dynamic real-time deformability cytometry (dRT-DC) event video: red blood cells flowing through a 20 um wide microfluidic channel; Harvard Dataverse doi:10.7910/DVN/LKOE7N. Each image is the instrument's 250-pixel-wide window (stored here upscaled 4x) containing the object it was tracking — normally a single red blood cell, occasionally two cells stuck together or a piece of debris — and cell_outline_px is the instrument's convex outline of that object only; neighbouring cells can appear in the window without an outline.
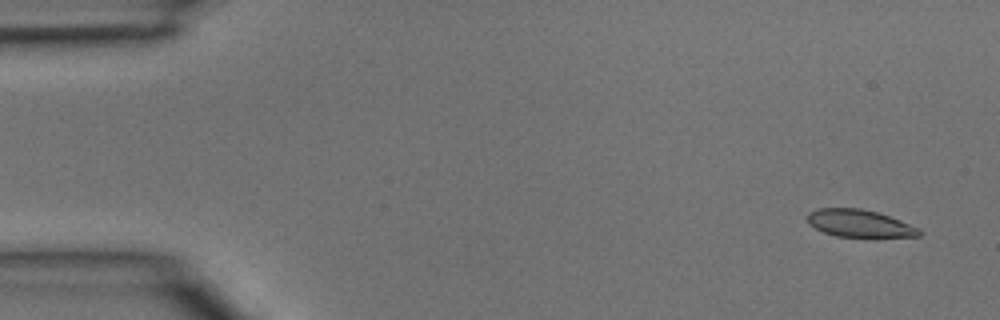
{"species": "common noctule bat (a hibernating species)", "species_latin": "Nyctalus noctula", "temperature_condition": "room temperature", "stored_images_in_passage": 3, "segment_of_instrument_passage": [2, 2], "camera_frame_rate_fps": 3000, "um_per_image_px": 0.085, "animal": {"sex": "male", "body_mass_g": 15.6}, "frame": {"image": 1, "passage_image": 3, "time_ms": 0.667, "image_size_px": [1000, 320], "cell_outline_px": [[924, 232], [920, 236], [836, 236], [824, 232], [808, 224], [808, 212], [816, 208], [860, 208], [876, 212], [888, 216], [920, 228]], "centroid_in_image_um": [73.04, 18.97], "position_along_channel_um": 12.0, "area_um2": 17.57}}